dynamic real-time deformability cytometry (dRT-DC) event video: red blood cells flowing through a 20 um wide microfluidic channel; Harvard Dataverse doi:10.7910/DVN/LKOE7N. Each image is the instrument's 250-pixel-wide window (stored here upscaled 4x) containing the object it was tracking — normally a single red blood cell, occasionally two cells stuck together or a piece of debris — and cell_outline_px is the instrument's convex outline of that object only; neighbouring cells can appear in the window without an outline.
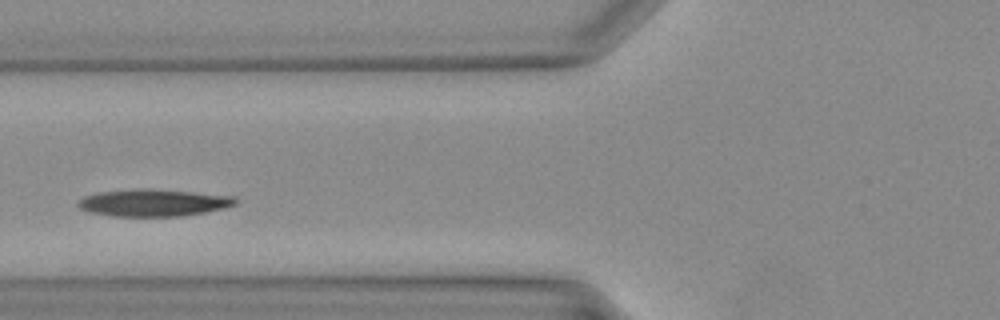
{"species": "Egyptian fruit bat (a non-hibernating species)", "species_latin": "Rousettus aegyptiacus", "temperature_condition": "warm", "stored_images_in_passage": 16, "camera_frame_rate_fps": 3000, "um_per_image_px": 0.085, "animal": {"sex": "female"}, "frame": {"image": 1, "passage_image": 7, "time_ms": 2.0, "image_size_px": [1000, 320], "cell_outline_px": [[240, 200], [236, 204], [224, 208], [184, 216], [112, 216], [88, 212], [80, 208], [76, 204], [84, 196], [100, 192], [144, 188], [192, 192], [236, 196]], "centroid_in_image_um": [13.07, 17.23], "position_along_channel_um": 112.7, "area_um2": 24.85}}